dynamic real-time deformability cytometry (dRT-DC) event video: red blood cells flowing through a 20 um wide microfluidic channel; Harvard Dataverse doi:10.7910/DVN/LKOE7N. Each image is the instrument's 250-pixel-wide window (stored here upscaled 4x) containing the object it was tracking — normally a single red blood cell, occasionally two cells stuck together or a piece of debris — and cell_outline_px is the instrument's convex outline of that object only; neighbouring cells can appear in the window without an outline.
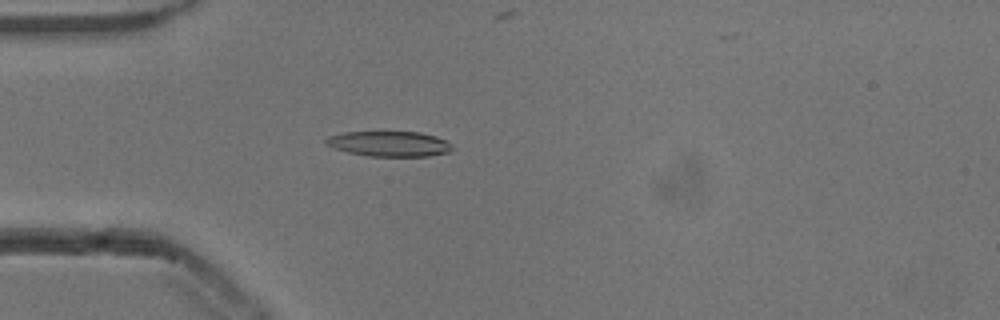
{"species": "common noctule bat (a hibernating species)", "species_latin": "Nyctalus noctula", "temperature_condition": "cold", "stored_images_in_passage": 49, "camera_frame_rate_fps": 3000, "um_per_image_px": 0.085, "animal": {"sex": "male", "body_mass_g": 13.3}, "frame": {"image": 1, "passage_image": 15, "time_ms": 4.667, "image_size_px": [1000, 320], "cell_outline_px": [[452, 148], [448, 152], [428, 156], [368, 156], [348, 152], [332, 148], [324, 144], [324, 140], [328, 136], [344, 132], [420, 132], [436, 136], [444, 140]], "centroid_in_image_um": [33.01, 12.22], "position_along_channel_um": 52.0, "area_um2": 18.5}}
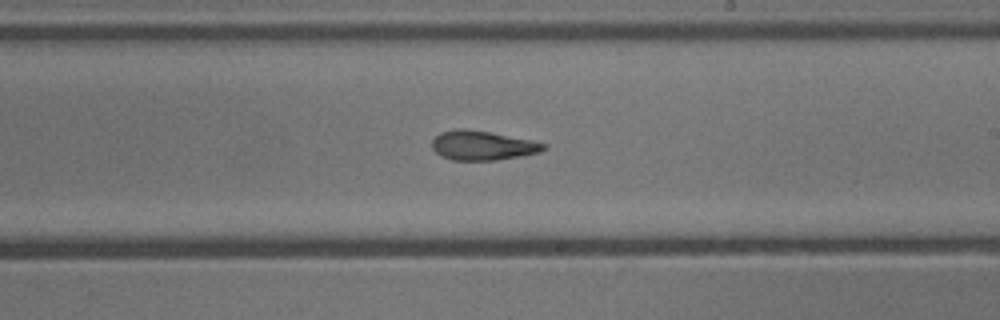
{"frame": {"image": 2, "passage_image": 31, "time_ms": 10.0, "image_size_px": [1000, 320], "cell_outline_px": [[548, 148], [540, 152], [520, 156], [496, 160], [452, 160], [440, 156], [432, 148], [432, 140], [440, 132], [456, 128], [464, 128], [488, 132], [532, 140], [544, 144]], "centroid_in_image_um": [40.98, 12.36], "position_along_channel_um": 248.0, "area_um2": 19.07}}
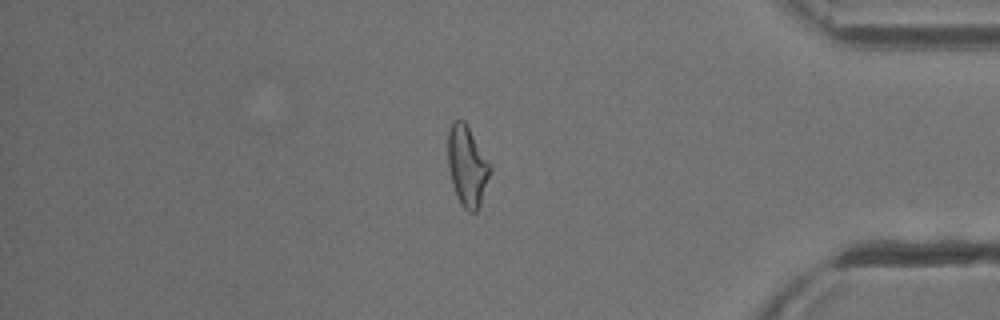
{"frame": {"image": 3, "passage_image": 45, "time_ms": 14.667, "image_size_px": [1000, 320], "cell_outline_px": [[492, 168], [480, 204], [476, 212], [468, 212], [464, 208], [456, 196], [452, 184], [448, 164], [448, 132], [452, 120], [464, 120], [492, 164]], "centroid_in_image_um": [39.72, 14.09], "position_along_channel_um": 395.5, "area_um2": 19.88}, "authors_computed_cell_mechanics": {"area_um2": 19.074, "velocity_mm_per_s": 3.8476, "shape_relaxation_time_tau1_ms": 5.3321, "shape_relaxation_time_tau2_ms": 3.2621, "deformation_change_tau1": 0.1734, "deformation_change_tau2": 0.1321}}